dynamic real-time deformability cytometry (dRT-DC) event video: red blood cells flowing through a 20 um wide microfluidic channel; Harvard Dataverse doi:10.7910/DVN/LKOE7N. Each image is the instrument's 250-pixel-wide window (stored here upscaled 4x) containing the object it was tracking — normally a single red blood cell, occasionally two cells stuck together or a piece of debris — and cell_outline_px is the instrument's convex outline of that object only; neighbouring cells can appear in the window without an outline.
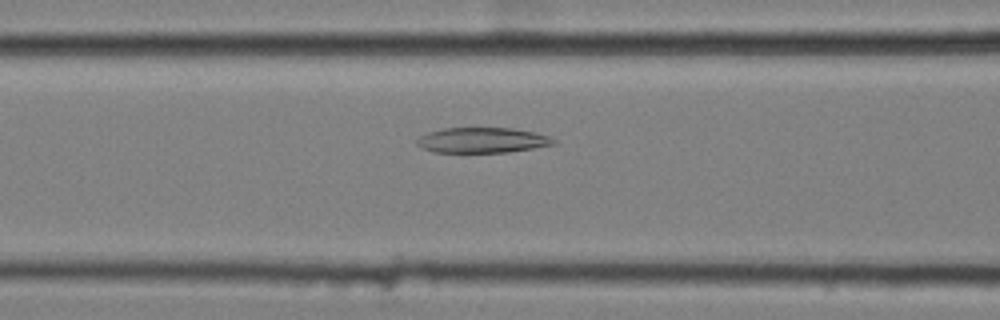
{"species": "common noctule bat (a hibernating species)", "species_latin": "Nyctalus noctula", "temperature_condition": "cold", "stored_images_in_passage": 42, "camera_frame_rate_fps": 3000, "um_per_image_px": 0.085, "animal": {"sex": "female", "body_mass_g": 25.1}, "frame": {"image": 1, "passage_image": 15, "time_ms": 4.667, "image_size_px": [1000, 320], "cell_outline_px": [[556, 144], [508, 152], [432, 152], [416, 144], [416, 140], [420, 136], [428, 132], [444, 128], [512, 128], [536, 132], [548, 136], [556, 140]], "centroid_in_image_um": [41.0, 11.91], "position_along_channel_um": 125.6, "area_um2": 20.11}}
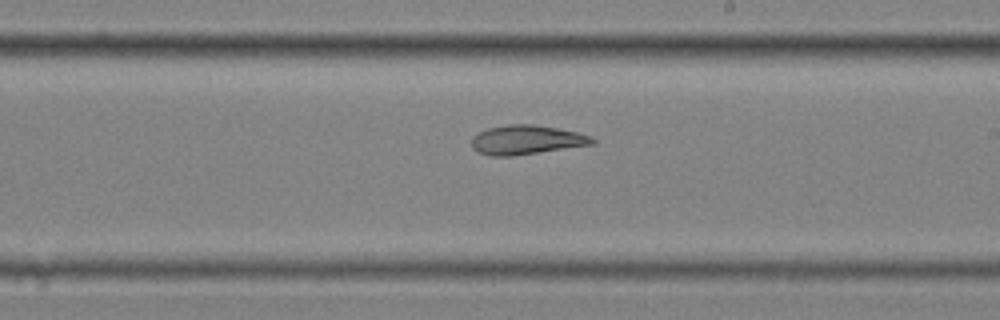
{"frame": {"image": 2, "passage_image": 25, "time_ms": 8.0, "image_size_px": [1000, 320], "cell_outline_px": [[596, 144], [512, 156], [492, 156], [476, 152], [472, 148], [472, 136], [488, 128], [508, 124], [532, 124], [556, 128], [576, 132], [592, 136], [596, 140]], "centroid_in_image_um": [44.75, 11.89], "position_along_channel_um": 244.2, "area_um2": 20.63}}
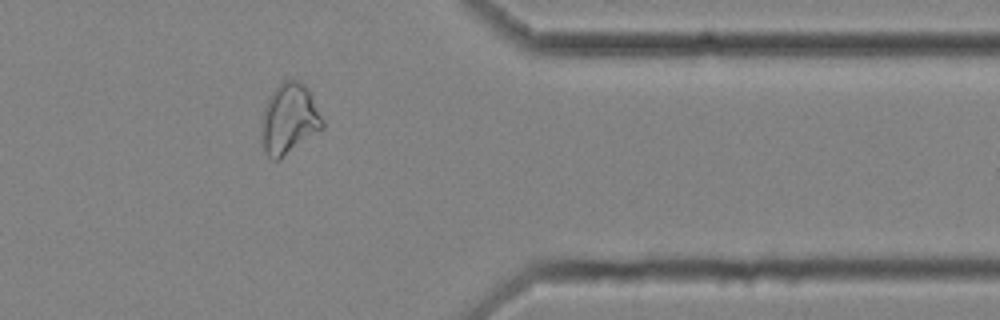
{"frame": {"image": 3, "passage_image": 38, "time_ms": 12.333, "image_size_px": [1000, 320], "cell_outline_px": [[324, 128], [280, 160], [272, 160], [268, 156], [264, 148], [264, 108], [268, 96], [284, 80], [300, 80], [308, 88], [324, 120]], "centroid_in_image_um": [24.64, 10.1], "position_along_channel_um": 386.8, "area_um2": 24.74}}